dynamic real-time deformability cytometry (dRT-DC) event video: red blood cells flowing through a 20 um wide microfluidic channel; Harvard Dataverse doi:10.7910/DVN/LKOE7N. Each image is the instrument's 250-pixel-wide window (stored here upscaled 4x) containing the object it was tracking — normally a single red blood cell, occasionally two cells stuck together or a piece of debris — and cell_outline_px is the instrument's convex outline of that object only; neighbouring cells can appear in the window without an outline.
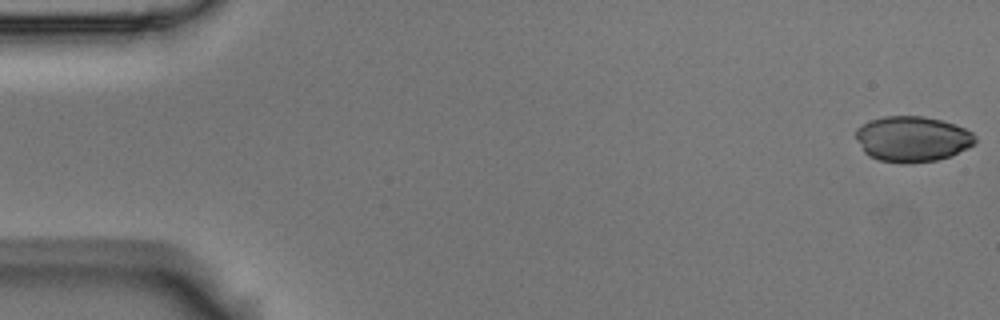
{"species": "Egyptian fruit bat (a non-hibernating species)", "species_latin": "Rousettus aegyptiacus", "temperature_condition": "room temperature", "stored_images_in_passage": 55, "camera_frame_rate_fps": 3000, "um_per_image_px": 0.085, "animal": {"sex": "male"}, "frame": {"image": 1, "passage_image": 1, "time_ms": 0.0, "image_size_px": [1000, 320], "cell_outline_px": [[976, 144], [952, 156], [936, 160], [908, 164], [880, 160], [868, 156], [864, 152], [856, 140], [856, 128], [868, 120], [884, 116], [924, 116], [956, 124], [972, 132], [976, 136]], "centroid_in_image_um": [77.55, 11.81], "position_along_channel_um": 7.4, "area_um2": 32.08}}
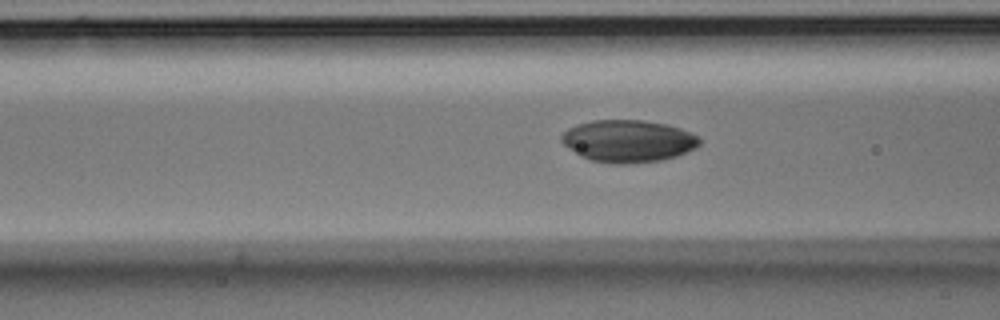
{"frame": {"image": 2, "passage_image": 21, "time_ms": 6.667, "image_size_px": [1000, 320], "cell_outline_px": [[700, 144], [696, 148], [676, 156], [660, 160], [624, 164], [616, 164], [588, 160], [564, 144], [560, 140], [560, 136], [568, 128], [576, 124], [592, 120], [644, 120], [664, 124], [680, 128], [696, 136], [700, 140]], "centroid_in_image_um": [53.36, 11.98], "position_along_channel_um": 113.2, "area_um2": 33.76}}
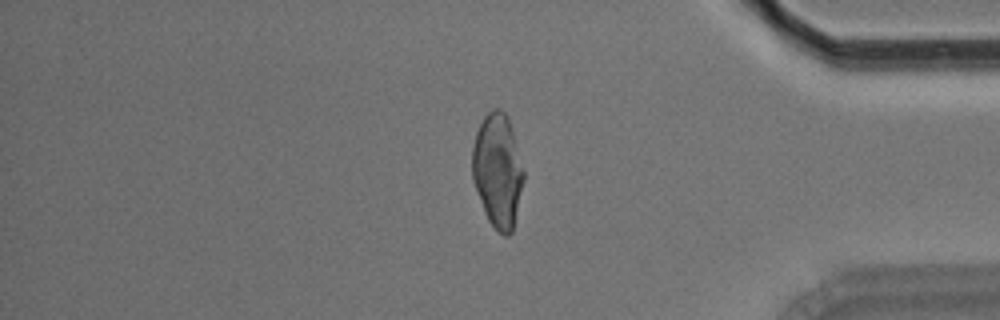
{"frame": {"image": 3, "passage_image": 46, "time_ms": 15.0, "image_size_px": [1000, 320], "cell_outline_px": [[524, 180], [512, 232], [508, 236], [504, 236], [488, 220], [484, 212], [472, 180], [472, 144], [476, 132], [484, 116], [492, 108], [500, 108], [508, 116], [524, 172]], "centroid_in_image_um": [42.28, 14.48], "position_along_channel_um": 392.9, "area_um2": 34.04}}